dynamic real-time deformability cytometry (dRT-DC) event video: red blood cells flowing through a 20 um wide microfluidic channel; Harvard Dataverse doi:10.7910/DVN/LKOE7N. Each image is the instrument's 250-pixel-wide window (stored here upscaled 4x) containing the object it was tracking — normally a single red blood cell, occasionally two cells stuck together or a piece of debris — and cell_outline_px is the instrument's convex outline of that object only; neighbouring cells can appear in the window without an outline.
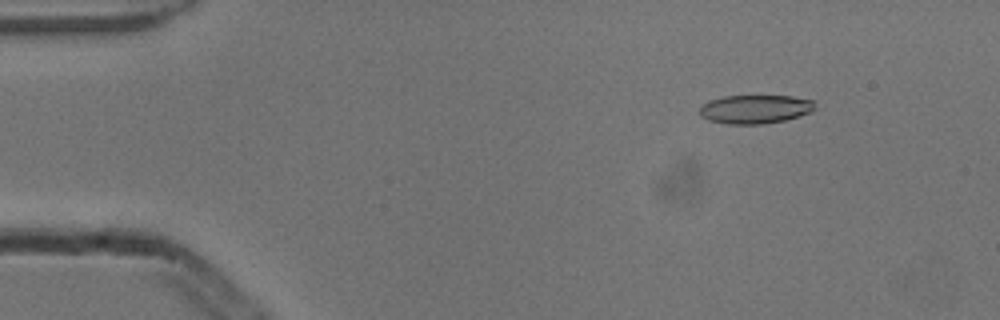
{"species": "common noctule bat (a hibernating species)", "species_latin": "Nyctalus noctula", "temperature_condition": "cold", "stored_images_in_passage": 6, "camera_frame_rate_fps": 3000, "um_per_image_px": 0.085, "animal": {"sex": "male", "body_mass_g": 13.3}, "frame": {"image": 1, "passage_image": 2, "time_ms": 0.333, "image_size_px": [1000, 320], "cell_outline_px": [[816, 108], [812, 112], [784, 120], [764, 124], [728, 124], [708, 120], [700, 116], [700, 108], [708, 100], [724, 96], [792, 96], [816, 100]], "centroid_in_image_um": [64.22, 9.27], "position_along_channel_um": 20.8, "area_um2": 19.48}}
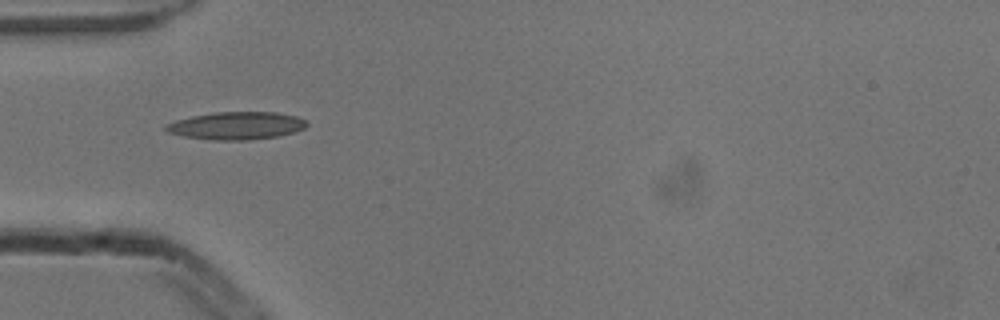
{"frame": {"image": 2, "passage_image": 5, "time_ms": 1.333, "image_size_px": [1000, 320], "cell_outline_px": [[308, 124], [304, 128], [292, 132], [276, 136], [244, 140], [212, 140], [184, 136], [168, 132], [164, 128], [164, 124], [176, 120], [192, 116], [212, 112], [276, 112], [296, 116], [304, 120]], "centroid_in_image_um": [20.05, 10.67], "position_along_channel_um": 65.0, "area_um2": 22.54}}
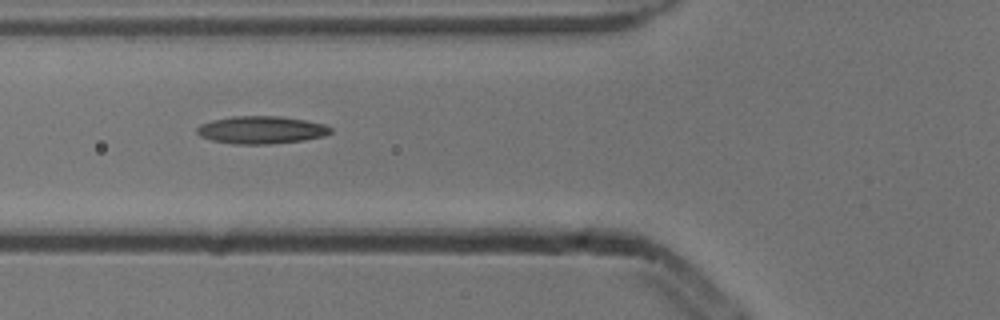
{"frame": {"image": 3, "passage_image": 6, "time_ms": 1.667, "image_size_px": [1000, 320], "cell_outline_px": [[332, 132], [324, 136], [304, 140], [268, 144], [236, 144], [212, 140], [200, 136], [196, 132], [196, 128], [200, 124], [212, 120], [232, 116], [280, 116], [304, 120], [324, 124], [332, 128]], "centroid_in_image_um": [22.2, 11.04], "position_along_channel_um": 103.6, "area_um2": 21.5}}